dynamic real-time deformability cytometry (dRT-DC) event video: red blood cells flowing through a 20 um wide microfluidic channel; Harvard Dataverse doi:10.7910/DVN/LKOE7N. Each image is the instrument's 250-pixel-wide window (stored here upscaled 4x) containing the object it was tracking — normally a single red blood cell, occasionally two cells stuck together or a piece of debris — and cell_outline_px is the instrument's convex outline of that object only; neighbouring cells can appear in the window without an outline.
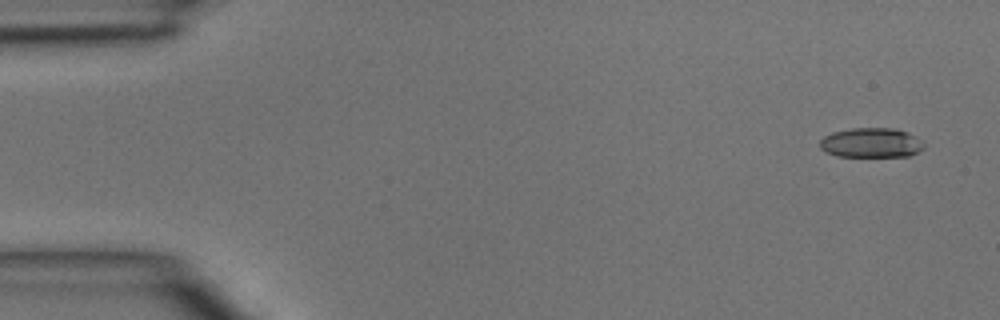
{"species": "common noctule bat (a hibernating species)", "species_latin": "Nyctalus noctula", "temperature_condition": "room temperature", "stored_images_in_passage": 3, "camera_frame_rate_fps": 3000, "um_per_image_px": 0.085, "animal": {"sex": "male", "body_mass_g": 15.6}, "frame": {"image": 1, "passage_image": 1, "time_ms": 0.0, "image_size_px": [1000, 320], "cell_outline_px": [[924, 148], [908, 156], [836, 156], [820, 148], [820, 140], [824, 136], [832, 132], [852, 128], [892, 128], [908, 132], [924, 140]], "centroid_in_image_um": [74.08, 12.12], "position_along_channel_um": 10.9, "area_um2": 18.03}}